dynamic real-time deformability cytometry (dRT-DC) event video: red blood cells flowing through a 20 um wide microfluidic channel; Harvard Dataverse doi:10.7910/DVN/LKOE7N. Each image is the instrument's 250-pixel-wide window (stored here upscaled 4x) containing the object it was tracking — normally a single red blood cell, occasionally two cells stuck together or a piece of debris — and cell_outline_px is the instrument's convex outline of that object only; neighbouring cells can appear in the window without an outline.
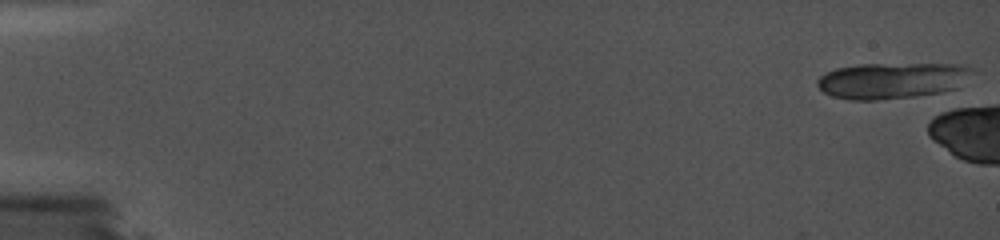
{"species": "common noctule bat (a hibernating species)", "species_latin": "Nyctalus noctula", "temperature_condition": "cold", "stored_images_in_passage": 8, "camera_frame_rate_fps": 5000, "um_per_image_px": 0.085, "animal": {"sex": "female", "body_mass_g": 19.0, "forearm_length_mm": 56.7}, "frame": {"image": 1, "passage_image": 1, "time_ms": 0.0, "image_size_px": [1000, 240], "cell_outline_px": [[976, 72], [956, 88], [940, 92], [916, 96], [876, 100], [852, 100], [832, 96], [824, 92], [816, 84], [816, 80], [820, 76], [836, 68], [860, 64], [956, 64], [972, 68]], "centroid_in_image_um": [75.83, 6.84], "position_along_channel_um": 9.2, "area_um2": 32.54}}